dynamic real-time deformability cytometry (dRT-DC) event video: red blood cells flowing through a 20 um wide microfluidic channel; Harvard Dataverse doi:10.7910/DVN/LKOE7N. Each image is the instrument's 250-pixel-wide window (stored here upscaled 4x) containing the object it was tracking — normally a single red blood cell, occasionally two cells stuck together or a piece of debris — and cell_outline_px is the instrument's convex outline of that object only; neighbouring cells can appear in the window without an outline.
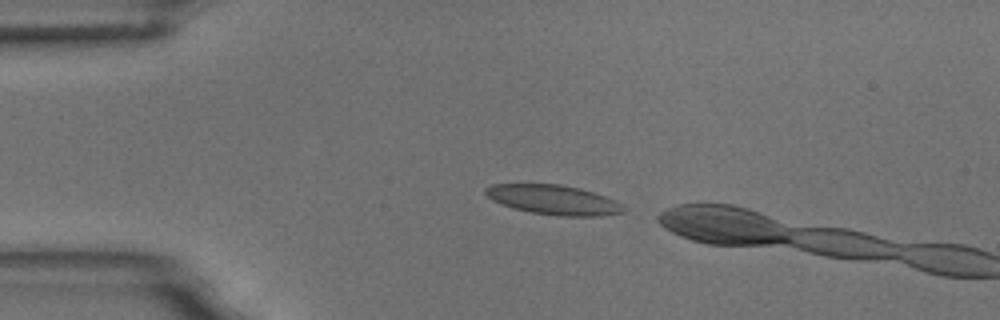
{"species": "common noctule bat (a hibernating species)", "species_latin": "Nyctalus noctula", "temperature_condition": "room temperature", "stored_images_in_passage": 2, "camera_frame_rate_fps": 3000, "um_per_image_px": 0.085, "animal": {"sex": "male", "body_mass_g": 18.8}, "frame": {"image": 1, "passage_image": 1, "time_ms": 0.0, "image_size_px": [1000, 320], "cell_outline_px": [[628, 208], [624, 212], [600, 216], [560, 216], [532, 212], [512, 208], [500, 204], [492, 200], [484, 192], [484, 188], [492, 184], [560, 184], [580, 188], [616, 200]], "centroid_in_image_um": [47.06, 16.98], "position_along_channel_um": 37.9, "area_um2": 23.93}}